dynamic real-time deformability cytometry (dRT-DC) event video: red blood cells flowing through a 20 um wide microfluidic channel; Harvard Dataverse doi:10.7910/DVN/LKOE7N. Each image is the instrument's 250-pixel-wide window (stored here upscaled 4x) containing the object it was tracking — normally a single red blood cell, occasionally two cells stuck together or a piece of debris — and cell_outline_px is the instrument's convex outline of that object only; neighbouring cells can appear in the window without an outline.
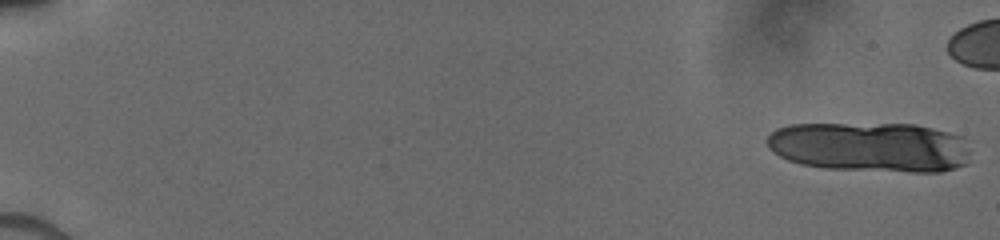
{"species": "human", "species_latin": "Homo sapiens", "temperature_condition": "cold", "stored_images_in_passage": 9, "camera_frame_rate_fps": 3000, "um_per_image_px": 0.085, "donor": {"sex": "male"}, "frame": {"image": 1, "passage_image": 1, "time_ms": 0.0, "image_size_px": [1000, 240], "cell_outline_px": [[968, 152], [964, 164], [956, 168], [940, 172], [912, 172], [824, 168], [800, 164], [788, 160], [780, 156], [768, 144], [768, 136], [776, 128], [792, 124], [916, 124], [964, 136]], "centroid_in_image_um": [73.98, 12.49], "position_along_channel_um": 11.0, "area_um2": 59.13}}
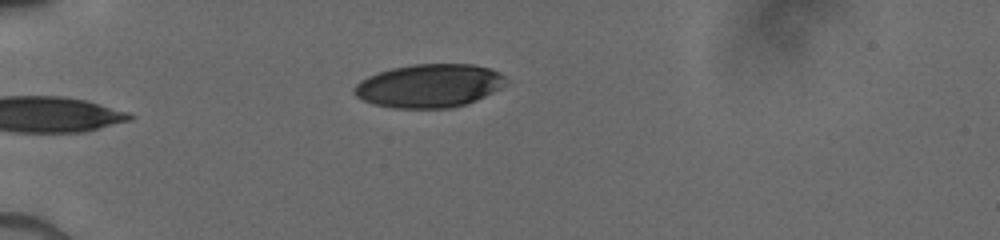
{"frame": {"image": 2, "passage_image": 9, "time_ms": 7.0, "image_size_px": [1000, 240], "cell_outline_px": [[508, 84], [476, 100], [464, 104], [448, 108], [392, 108], [372, 104], [356, 96], [352, 92], [352, 88], [360, 80], [368, 76], [392, 68], [412, 64], [472, 64], [488, 68], [500, 72], [508, 80]], "centroid_in_image_um": [36.47, 7.29], "position_along_channel_um": 48.5, "area_um2": 38.44}}